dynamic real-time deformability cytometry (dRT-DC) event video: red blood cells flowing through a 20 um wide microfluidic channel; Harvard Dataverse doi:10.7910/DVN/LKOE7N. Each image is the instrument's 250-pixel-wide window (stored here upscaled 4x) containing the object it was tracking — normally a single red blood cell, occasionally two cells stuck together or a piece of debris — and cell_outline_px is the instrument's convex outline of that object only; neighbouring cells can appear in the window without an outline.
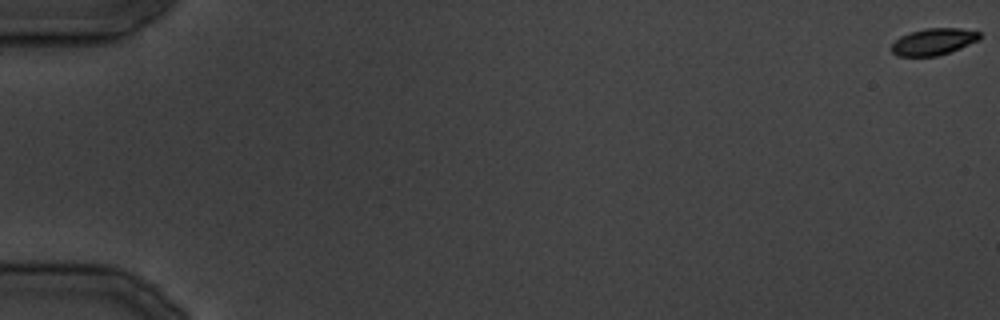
{"species": "common noctule bat (a hibernating species)", "species_latin": "Nyctalus noctula", "temperature_condition": "cold", "stored_images_in_passage": 36, "camera_frame_rate_fps": 3000, "um_per_image_px": 0.085, "animal": {"sex": "male", "body_mass_g": 19.5, "forearm_length_mm": 54.6}, "frame": {"image": 1, "passage_image": 1, "time_ms": 0.0, "image_size_px": [1000, 320], "cell_outline_px": [[980, 40], [960, 48], [936, 56], [896, 56], [892, 52], [892, 44], [900, 36], [924, 28], [960, 28], [980, 32]], "centroid_in_image_um": [79.36, 3.54], "position_along_channel_um": 5.6, "area_um2": 13.64}}
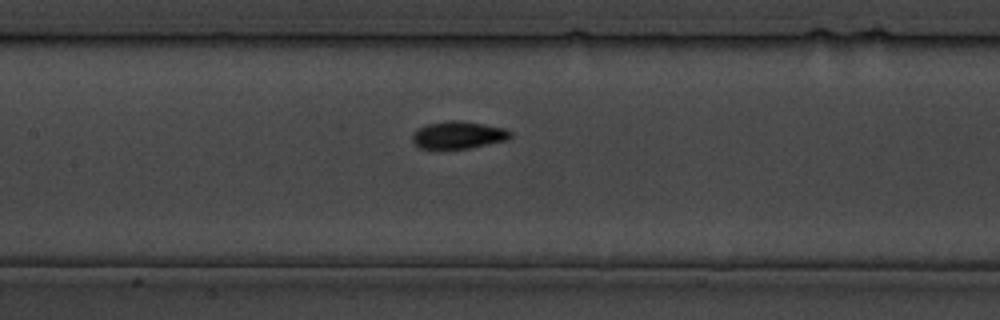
{"frame": {"image": 2, "passage_image": 18, "time_ms": 21.333, "image_size_px": [1000, 320], "cell_outline_px": [[512, 136], [508, 140], [472, 148], [440, 152], [420, 148], [412, 144], [412, 132], [416, 128], [428, 124], [452, 120], [460, 120], [484, 124], [504, 128], [512, 132]], "centroid_in_image_um": [38.89, 11.53], "position_along_channel_um": 168.5, "area_um2": 16.59}}
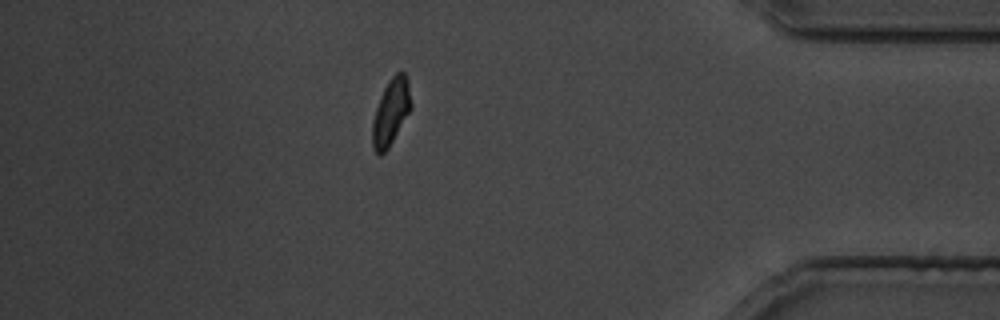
{"frame": {"image": 3, "passage_image": 32, "time_ms": 38.333, "image_size_px": [1000, 320], "cell_outline_px": [[412, 108], [388, 148], [380, 156], [372, 148], [372, 120], [380, 96], [388, 80], [396, 72], [404, 72], [408, 80], [412, 104]], "centroid_in_image_um": [33.22, 9.51], "position_along_channel_um": 402.0, "area_um2": 15.03}}